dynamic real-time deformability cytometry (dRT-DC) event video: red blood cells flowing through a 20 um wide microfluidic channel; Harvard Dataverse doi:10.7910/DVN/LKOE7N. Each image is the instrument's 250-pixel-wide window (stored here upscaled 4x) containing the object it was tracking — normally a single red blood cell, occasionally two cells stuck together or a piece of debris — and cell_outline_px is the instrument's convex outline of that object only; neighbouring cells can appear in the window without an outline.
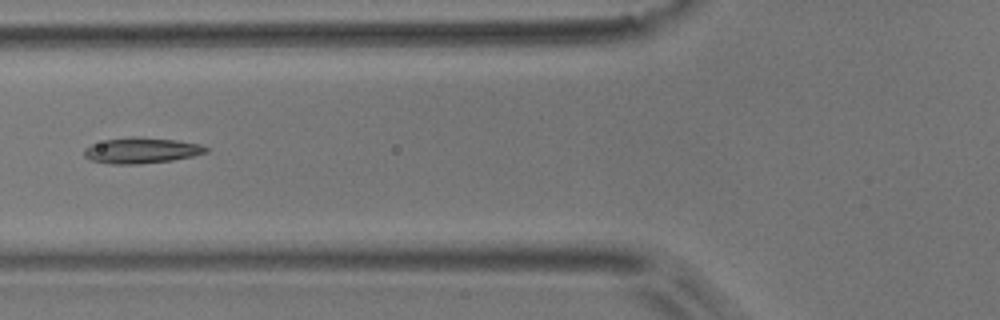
{"species": "common noctule bat (a hibernating species)", "species_latin": "Nyctalus noctula", "temperature_condition": "room temperature", "stored_images_in_passage": 4, "camera_frame_rate_fps": 3000, "um_per_image_px": 0.085, "animal": {"sex": "male", "body_mass_g": 17.9}, "frame": {"image": 1, "passage_image": 3, "time_ms": 0.667, "image_size_px": [1000, 320], "cell_outline_px": [[208, 152], [192, 156], [172, 160], [140, 164], [112, 164], [88, 160], [84, 156], [84, 148], [92, 144], [108, 140], [132, 136], [136, 136], [176, 140], [200, 144], [208, 148]], "centroid_in_image_um": [12.01, 12.79], "position_along_channel_um": 113.8, "area_um2": 18.26}}
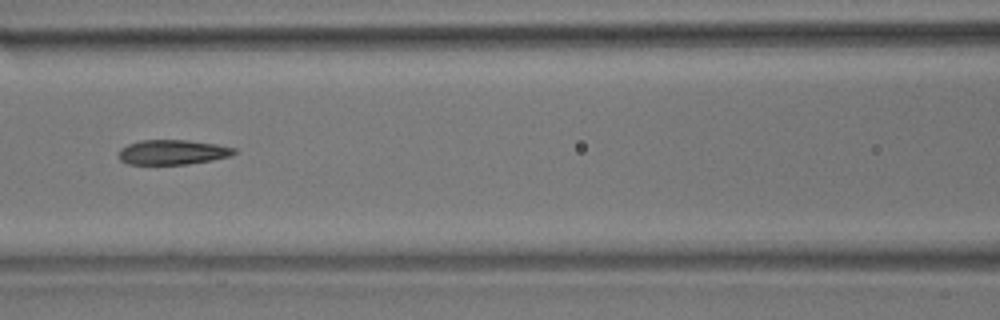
{"frame": {"image": 2, "passage_image": 4, "time_ms": 1.0, "image_size_px": [1000, 320], "cell_outline_px": [[236, 152], [232, 156], [212, 160], [188, 164], [128, 164], [120, 160], [120, 148], [128, 144], [140, 140], [188, 140], [216, 144], [236, 148]], "centroid_in_image_um": [14.7, 12.93], "position_along_channel_um": 151.9, "area_um2": 16.7}}